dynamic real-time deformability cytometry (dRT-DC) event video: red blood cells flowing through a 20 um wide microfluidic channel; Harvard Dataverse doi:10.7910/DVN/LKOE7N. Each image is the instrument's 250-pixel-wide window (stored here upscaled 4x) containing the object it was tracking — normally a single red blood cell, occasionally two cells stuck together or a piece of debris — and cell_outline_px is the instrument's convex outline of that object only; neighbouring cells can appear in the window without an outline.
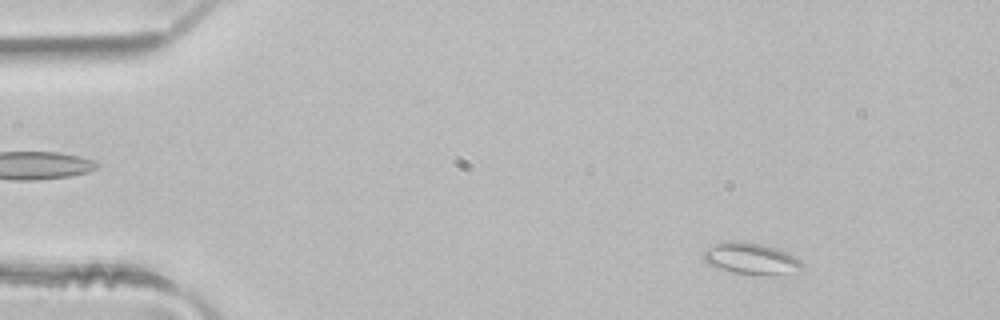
{"species": "common noctule bat (a hibernating species)", "species_latin": "Nyctalus noctula", "temperature_condition": "room temperature", "stored_images_in_passage": 48, "camera_frame_rate_fps": 3000, "um_per_image_px": 0.085, "animal": {"sex": "male", "body_mass_g": 21.5, "forearm_length_mm": 52.0}, "frame": {"image": 1, "passage_image": 5, "time_ms": 1.333, "image_size_px": [1000, 320], "cell_outline_px": [[804, 268], [800, 272], [736, 272], [720, 268], [708, 264], [700, 256], [704, 248], [716, 244], [744, 240], [776, 248], [788, 252], [800, 260], [804, 264]], "centroid_in_image_um": [63.81, 21.93], "position_along_channel_um": 21.2, "area_um2": 17.46}}
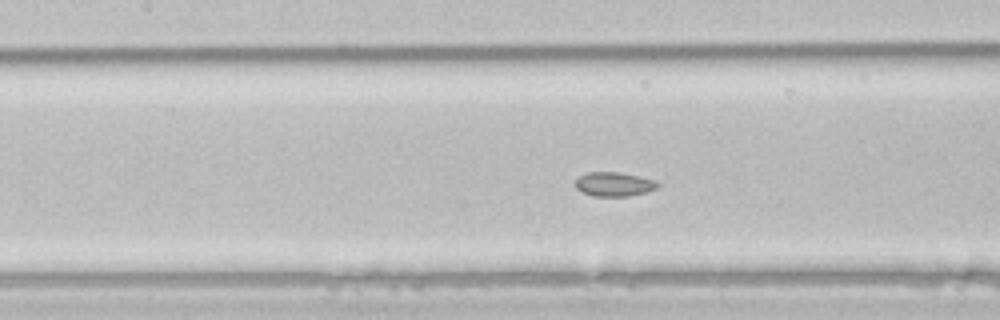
{"frame": {"image": 2, "passage_image": 21, "time_ms": 6.667, "image_size_px": [1000, 320], "cell_outline_px": [[660, 184], [656, 188], [648, 192], [628, 196], [592, 196], [580, 192], [576, 188], [576, 180], [580, 176], [588, 172], [616, 172], [636, 176], [652, 180]], "centroid_in_image_um": [52.16, 15.67], "position_along_channel_um": 155.2, "area_um2": 11.44}}
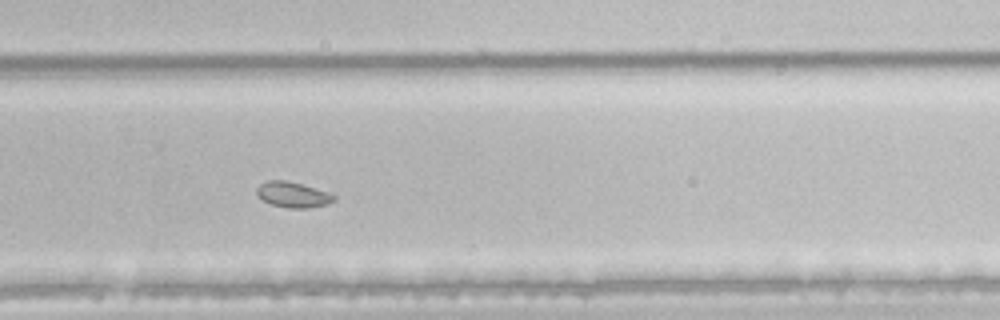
{"frame": {"image": 3, "passage_image": 32, "time_ms": 10.333, "image_size_px": [1000, 320], "cell_outline_px": [[336, 200], [328, 204], [308, 208], [288, 208], [272, 204], [264, 200], [256, 192], [256, 188], [260, 184], [268, 180], [284, 180], [300, 184], [328, 192], [336, 196]], "centroid_in_image_um": [24.92, 16.55], "position_along_channel_um": 304.9, "area_um2": 11.33}}